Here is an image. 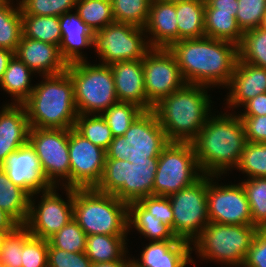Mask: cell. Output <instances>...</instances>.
Masks as SVG:
<instances>
[{"mask_svg":"<svg viewBox=\"0 0 266 267\" xmlns=\"http://www.w3.org/2000/svg\"><path fill=\"white\" fill-rule=\"evenodd\" d=\"M14 55L25 63L34 74L55 75L67 70L68 64L62 58L59 46L21 37Z\"/></svg>","mask_w":266,"mask_h":267,"instance_id":"obj_20","label":"cell"},{"mask_svg":"<svg viewBox=\"0 0 266 267\" xmlns=\"http://www.w3.org/2000/svg\"><path fill=\"white\" fill-rule=\"evenodd\" d=\"M202 175L192 142H170L158 157L153 195L168 197Z\"/></svg>","mask_w":266,"mask_h":267,"instance_id":"obj_10","label":"cell"},{"mask_svg":"<svg viewBox=\"0 0 266 267\" xmlns=\"http://www.w3.org/2000/svg\"><path fill=\"white\" fill-rule=\"evenodd\" d=\"M259 229L253 225H229L209 222L191 243L197 256L229 266L242 267Z\"/></svg>","mask_w":266,"mask_h":267,"instance_id":"obj_6","label":"cell"},{"mask_svg":"<svg viewBox=\"0 0 266 267\" xmlns=\"http://www.w3.org/2000/svg\"><path fill=\"white\" fill-rule=\"evenodd\" d=\"M18 224L0 208V229L13 230Z\"/></svg>","mask_w":266,"mask_h":267,"instance_id":"obj_54","label":"cell"},{"mask_svg":"<svg viewBox=\"0 0 266 267\" xmlns=\"http://www.w3.org/2000/svg\"><path fill=\"white\" fill-rule=\"evenodd\" d=\"M128 233L132 225L145 238L155 241L179 240L172 228L156 216H148V211L138 202L128 204Z\"/></svg>","mask_w":266,"mask_h":267,"instance_id":"obj_26","label":"cell"},{"mask_svg":"<svg viewBox=\"0 0 266 267\" xmlns=\"http://www.w3.org/2000/svg\"><path fill=\"white\" fill-rule=\"evenodd\" d=\"M14 56V53L0 48V81L5 73V70L8 67L9 61Z\"/></svg>","mask_w":266,"mask_h":267,"instance_id":"obj_53","label":"cell"},{"mask_svg":"<svg viewBox=\"0 0 266 267\" xmlns=\"http://www.w3.org/2000/svg\"><path fill=\"white\" fill-rule=\"evenodd\" d=\"M126 240L127 236L88 235L85 254L92 264L121 260L128 252Z\"/></svg>","mask_w":266,"mask_h":267,"instance_id":"obj_30","label":"cell"},{"mask_svg":"<svg viewBox=\"0 0 266 267\" xmlns=\"http://www.w3.org/2000/svg\"><path fill=\"white\" fill-rule=\"evenodd\" d=\"M109 66L118 101L136 104L144 111L153 110L145 90L143 59L116 62Z\"/></svg>","mask_w":266,"mask_h":267,"instance_id":"obj_19","label":"cell"},{"mask_svg":"<svg viewBox=\"0 0 266 267\" xmlns=\"http://www.w3.org/2000/svg\"><path fill=\"white\" fill-rule=\"evenodd\" d=\"M244 112L239 116H265L266 115V92L257 95L243 105Z\"/></svg>","mask_w":266,"mask_h":267,"instance_id":"obj_50","label":"cell"},{"mask_svg":"<svg viewBox=\"0 0 266 267\" xmlns=\"http://www.w3.org/2000/svg\"><path fill=\"white\" fill-rule=\"evenodd\" d=\"M152 0H111L115 22L144 28Z\"/></svg>","mask_w":266,"mask_h":267,"instance_id":"obj_38","label":"cell"},{"mask_svg":"<svg viewBox=\"0 0 266 267\" xmlns=\"http://www.w3.org/2000/svg\"><path fill=\"white\" fill-rule=\"evenodd\" d=\"M242 267H266V229H259Z\"/></svg>","mask_w":266,"mask_h":267,"instance_id":"obj_48","label":"cell"},{"mask_svg":"<svg viewBox=\"0 0 266 267\" xmlns=\"http://www.w3.org/2000/svg\"><path fill=\"white\" fill-rule=\"evenodd\" d=\"M144 110L136 104L121 102L113 104L101 115L106 120L114 137L122 136Z\"/></svg>","mask_w":266,"mask_h":267,"instance_id":"obj_39","label":"cell"},{"mask_svg":"<svg viewBox=\"0 0 266 267\" xmlns=\"http://www.w3.org/2000/svg\"><path fill=\"white\" fill-rule=\"evenodd\" d=\"M248 178L266 177V143H246L237 170Z\"/></svg>","mask_w":266,"mask_h":267,"instance_id":"obj_41","label":"cell"},{"mask_svg":"<svg viewBox=\"0 0 266 267\" xmlns=\"http://www.w3.org/2000/svg\"><path fill=\"white\" fill-rule=\"evenodd\" d=\"M205 9H217V12L232 13L236 17L238 0H205Z\"/></svg>","mask_w":266,"mask_h":267,"instance_id":"obj_51","label":"cell"},{"mask_svg":"<svg viewBox=\"0 0 266 267\" xmlns=\"http://www.w3.org/2000/svg\"><path fill=\"white\" fill-rule=\"evenodd\" d=\"M22 16V36L59 46L61 29L58 16Z\"/></svg>","mask_w":266,"mask_h":267,"instance_id":"obj_33","label":"cell"},{"mask_svg":"<svg viewBox=\"0 0 266 267\" xmlns=\"http://www.w3.org/2000/svg\"><path fill=\"white\" fill-rule=\"evenodd\" d=\"M169 197L173 210V232L178 239L192 243L209 224L207 175Z\"/></svg>","mask_w":266,"mask_h":267,"instance_id":"obj_12","label":"cell"},{"mask_svg":"<svg viewBox=\"0 0 266 267\" xmlns=\"http://www.w3.org/2000/svg\"><path fill=\"white\" fill-rule=\"evenodd\" d=\"M138 202L148 211V216H156L173 230V210L169 197L150 195Z\"/></svg>","mask_w":266,"mask_h":267,"instance_id":"obj_47","label":"cell"},{"mask_svg":"<svg viewBox=\"0 0 266 267\" xmlns=\"http://www.w3.org/2000/svg\"><path fill=\"white\" fill-rule=\"evenodd\" d=\"M48 267H92L85 252H67L48 243Z\"/></svg>","mask_w":266,"mask_h":267,"instance_id":"obj_46","label":"cell"},{"mask_svg":"<svg viewBox=\"0 0 266 267\" xmlns=\"http://www.w3.org/2000/svg\"><path fill=\"white\" fill-rule=\"evenodd\" d=\"M170 143L153 110L143 111L122 136L113 138L106 159L149 162Z\"/></svg>","mask_w":266,"mask_h":267,"instance_id":"obj_8","label":"cell"},{"mask_svg":"<svg viewBox=\"0 0 266 267\" xmlns=\"http://www.w3.org/2000/svg\"><path fill=\"white\" fill-rule=\"evenodd\" d=\"M66 71L73 81L78 114H102L118 102L109 65L84 60L68 64Z\"/></svg>","mask_w":266,"mask_h":267,"instance_id":"obj_7","label":"cell"},{"mask_svg":"<svg viewBox=\"0 0 266 267\" xmlns=\"http://www.w3.org/2000/svg\"><path fill=\"white\" fill-rule=\"evenodd\" d=\"M86 242L87 235L74 219L48 239L52 247L74 253L85 252Z\"/></svg>","mask_w":266,"mask_h":267,"instance_id":"obj_42","label":"cell"},{"mask_svg":"<svg viewBox=\"0 0 266 267\" xmlns=\"http://www.w3.org/2000/svg\"><path fill=\"white\" fill-rule=\"evenodd\" d=\"M208 88L185 84L153 107L170 142H192L197 137L212 113Z\"/></svg>","mask_w":266,"mask_h":267,"instance_id":"obj_3","label":"cell"},{"mask_svg":"<svg viewBox=\"0 0 266 267\" xmlns=\"http://www.w3.org/2000/svg\"><path fill=\"white\" fill-rule=\"evenodd\" d=\"M144 31L146 35H151V38H147L151 48L168 49L177 42L176 3L152 0Z\"/></svg>","mask_w":266,"mask_h":267,"instance_id":"obj_24","label":"cell"},{"mask_svg":"<svg viewBox=\"0 0 266 267\" xmlns=\"http://www.w3.org/2000/svg\"><path fill=\"white\" fill-rule=\"evenodd\" d=\"M77 0H21L19 7L21 15L60 16L73 12Z\"/></svg>","mask_w":266,"mask_h":267,"instance_id":"obj_43","label":"cell"},{"mask_svg":"<svg viewBox=\"0 0 266 267\" xmlns=\"http://www.w3.org/2000/svg\"><path fill=\"white\" fill-rule=\"evenodd\" d=\"M28 143L40 161L45 183L57 187L63 180L60 186L70 188L69 129L30 127Z\"/></svg>","mask_w":266,"mask_h":267,"instance_id":"obj_11","label":"cell"},{"mask_svg":"<svg viewBox=\"0 0 266 267\" xmlns=\"http://www.w3.org/2000/svg\"><path fill=\"white\" fill-rule=\"evenodd\" d=\"M145 34L144 28L113 22L94 32L93 47L101 64L141 60L152 49L146 39L149 36Z\"/></svg>","mask_w":266,"mask_h":267,"instance_id":"obj_13","label":"cell"},{"mask_svg":"<svg viewBox=\"0 0 266 267\" xmlns=\"http://www.w3.org/2000/svg\"><path fill=\"white\" fill-rule=\"evenodd\" d=\"M31 236L25 225H17L8 232L0 249V261L5 267H22L23 243Z\"/></svg>","mask_w":266,"mask_h":267,"instance_id":"obj_40","label":"cell"},{"mask_svg":"<svg viewBox=\"0 0 266 267\" xmlns=\"http://www.w3.org/2000/svg\"><path fill=\"white\" fill-rule=\"evenodd\" d=\"M70 188H95L102 178L106 152L69 129Z\"/></svg>","mask_w":266,"mask_h":267,"instance_id":"obj_17","label":"cell"},{"mask_svg":"<svg viewBox=\"0 0 266 267\" xmlns=\"http://www.w3.org/2000/svg\"><path fill=\"white\" fill-rule=\"evenodd\" d=\"M76 12L93 32L115 22L111 0H77Z\"/></svg>","mask_w":266,"mask_h":267,"instance_id":"obj_35","label":"cell"},{"mask_svg":"<svg viewBox=\"0 0 266 267\" xmlns=\"http://www.w3.org/2000/svg\"><path fill=\"white\" fill-rule=\"evenodd\" d=\"M178 41L205 37V0L176 3Z\"/></svg>","mask_w":266,"mask_h":267,"instance_id":"obj_28","label":"cell"},{"mask_svg":"<svg viewBox=\"0 0 266 267\" xmlns=\"http://www.w3.org/2000/svg\"><path fill=\"white\" fill-rule=\"evenodd\" d=\"M210 116L192 144L201 172L218 180L237 168L248 141L238 114Z\"/></svg>","mask_w":266,"mask_h":267,"instance_id":"obj_2","label":"cell"},{"mask_svg":"<svg viewBox=\"0 0 266 267\" xmlns=\"http://www.w3.org/2000/svg\"><path fill=\"white\" fill-rule=\"evenodd\" d=\"M30 96L22 103L29 126L33 128L72 129L78 116L74 85L67 71L42 76Z\"/></svg>","mask_w":266,"mask_h":267,"instance_id":"obj_4","label":"cell"},{"mask_svg":"<svg viewBox=\"0 0 266 267\" xmlns=\"http://www.w3.org/2000/svg\"><path fill=\"white\" fill-rule=\"evenodd\" d=\"M168 49L175 56L186 84L210 88H225L239 59L238 45L206 36L179 40Z\"/></svg>","mask_w":266,"mask_h":267,"instance_id":"obj_1","label":"cell"},{"mask_svg":"<svg viewBox=\"0 0 266 267\" xmlns=\"http://www.w3.org/2000/svg\"><path fill=\"white\" fill-rule=\"evenodd\" d=\"M74 129L105 151L114 138L110 127L101 114H78Z\"/></svg>","mask_w":266,"mask_h":267,"instance_id":"obj_34","label":"cell"},{"mask_svg":"<svg viewBox=\"0 0 266 267\" xmlns=\"http://www.w3.org/2000/svg\"><path fill=\"white\" fill-rule=\"evenodd\" d=\"M0 111V166L8 156L28 143L29 122L22 104H5Z\"/></svg>","mask_w":266,"mask_h":267,"instance_id":"obj_21","label":"cell"},{"mask_svg":"<svg viewBox=\"0 0 266 267\" xmlns=\"http://www.w3.org/2000/svg\"><path fill=\"white\" fill-rule=\"evenodd\" d=\"M31 195L12 183L0 166V208L18 225H25L29 216Z\"/></svg>","mask_w":266,"mask_h":267,"instance_id":"obj_27","label":"cell"},{"mask_svg":"<svg viewBox=\"0 0 266 267\" xmlns=\"http://www.w3.org/2000/svg\"><path fill=\"white\" fill-rule=\"evenodd\" d=\"M127 254L118 261L92 264V267H134L132 259H126Z\"/></svg>","mask_w":266,"mask_h":267,"instance_id":"obj_52","label":"cell"},{"mask_svg":"<svg viewBox=\"0 0 266 267\" xmlns=\"http://www.w3.org/2000/svg\"><path fill=\"white\" fill-rule=\"evenodd\" d=\"M33 71L15 55L9 61L8 67L0 81V87L11 94L13 104H22L31 94L33 88L31 75Z\"/></svg>","mask_w":266,"mask_h":267,"instance_id":"obj_29","label":"cell"},{"mask_svg":"<svg viewBox=\"0 0 266 267\" xmlns=\"http://www.w3.org/2000/svg\"><path fill=\"white\" fill-rule=\"evenodd\" d=\"M74 13L67 12L59 16L61 29L59 50L67 64L86 60L87 58L80 50L93 47L94 32L83 22L76 11Z\"/></svg>","mask_w":266,"mask_h":267,"instance_id":"obj_25","label":"cell"},{"mask_svg":"<svg viewBox=\"0 0 266 267\" xmlns=\"http://www.w3.org/2000/svg\"><path fill=\"white\" fill-rule=\"evenodd\" d=\"M239 117L244 126L247 141L266 143V115Z\"/></svg>","mask_w":266,"mask_h":267,"instance_id":"obj_49","label":"cell"},{"mask_svg":"<svg viewBox=\"0 0 266 267\" xmlns=\"http://www.w3.org/2000/svg\"><path fill=\"white\" fill-rule=\"evenodd\" d=\"M260 28L266 31V14L263 17V21H262Z\"/></svg>","mask_w":266,"mask_h":267,"instance_id":"obj_56","label":"cell"},{"mask_svg":"<svg viewBox=\"0 0 266 267\" xmlns=\"http://www.w3.org/2000/svg\"><path fill=\"white\" fill-rule=\"evenodd\" d=\"M205 36L239 45L243 32L232 13L217 12V9H205Z\"/></svg>","mask_w":266,"mask_h":267,"instance_id":"obj_32","label":"cell"},{"mask_svg":"<svg viewBox=\"0 0 266 267\" xmlns=\"http://www.w3.org/2000/svg\"><path fill=\"white\" fill-rule=\"evenodd\" d=\"M0 267H5V265L0 261Z\"/></svg>","mask_w":266,"mask_h":267,"instance_id":"obj_58","label":"cell"},{"mask_svg":"<svg viewBox=\"0 0 266 267\" xmlns=\"http://www.w3.org/2000/svg\"><path fill=\"white\" fill-rule=\"evenodd\" d=\"M0 0V48L15 53L22 37V16L19 4Z\"/></svg>","mask_w":266,"mask_h":267,"instance_id":"obj_31","label":"cell"},{"mask_svg":"<svg viewBox=\"0 0 266 267\" xmlns=\"http://www.w3.org/2000/svg\"><path fill=\"white\" fill-rule=\"evenodd\" d=\"M73 219L87 236L128 234V204L95 188H73Z\"/></svg>","mask_w":266,"mask_h":267,"instance_id":"obj_5","label":"cell"},{"mask_svg":"<svg viewBox=\"0 0 266 267\" xmlns=\"http://www.w3.org/2000/svg\"><path fill=\"white\" fill-rule=\"evenodd\" d=\"M238 54L239 60L266 69V31L260 27L246 31Z\"/></svg>","mask_w":266,"mask_h":267,"instance_id":"obj_36","label":"cell"},{"mask_svg":"<svg viewBox=\"0 0 266 267\" xmlns=\"http://www.w3.org/2000/svg\"><path fill=\"white\" fill-rule=\"evenodd\" d=\"M22 267H48V240L31 235L23 243Z\"/></svg>","mask_w":266,"mask_h":267,"instance_id":"obj_45","label":"cell"},{"mask_svg":"<svg viewBox=\"0 0 266 267\" xmlns=\"http://www.w3.org/2000/svg\"><path fill=\"white\" fill-rule=\"evenodd\" d=\"M207 175V207L210 222L252 225L250 205L241 183L222 185Z\"/></svg>","mask_w":266,"mask_h":267,"instance_id":"obj_16","label":"cell"},{"mask_svg":"<svg viewBox=\"0 0 266 267\" xmlns=\"http://www.w3.org/2000/svg\"><path fill=\"white\" fill-rule=\"evenodd\" d=\"M12 230H1L0 229V249L3 245V241H4V238L6 237V235L8 234V232H10Z\"/></svg>","mask_w":266,"mask_h":267,"instance_id":"obj_55","label":"cell"},{"mask_svg":"<svg viewBox=\"0 0 266 267\" xmlns=\"http://www.w3.org/2000/svg\"><path fill=\"white\" fill-rule=\"evenodd\" d=\"M241 184L250 205L252 225L266 229V177L247 178Z\"/></svg>","mask_w":266,"mask_h":267,"instance_id":"obj_37","label":"cell"},{"mask_svg":"<svg viewBox=\"0 0 266 267\" xmlns=\"http://www.w3.org/2000/svg\"><path fill=\"white\" fill-rule=\"evenodd\" d=\"M56 189V186H49L42 190L41 201L37 205L34 196L30 197L29 216L25 226L34 237L48 240L73 219V188H63L67 202L59 196Z\"/></svg>","mask_w":266,"mask_h":267,"instance_id":"obj_14","label":"cell"},{"mask_svg":"<svg viewBox=\"0 0 266 267\" xmlns=\"http://www.w3.org/2000/svg\"><path fill=\"white\" fill-rule=\"evenodd\" d=\"M266 14V0H238L236 21L245 33L261 26Z\"/></svg>","mask_w":266,"mask_h":267,"instance_id":"obj_44","label":"cell"},{"mask_svg":"<svg viewBox=\"0 0 266 267\" xmlns=\"http://www.w3.org/2000/svg\"><path fill=\"white\" fill-rule=\"evenodd\" d=\"M143 74L147 100L153 106L186 84L175 56L166 48H152L145 55Z\"/></svg>","mask_w":266,"mask_h":267,"instance_id":"obj_15","label":"cell"},{"mask_svg":"<svg viewBox=\"0 0 266 267\" xmlns=\"http://www.w3.org/2000/svg\"><path fill=\"white\" fill-rule=\"evenodd\" d=\"M159 1L168 2V3H177V2L187 1V0H159Z\"/></svg>","mask_w":266,"mask_h":267,"instance_id":"obj_57","label":"cell"},{"mask_svg":"<svg viewBox=\"0 0 266 267\" xmlns=\"http://www.w3.org/2000/svg\"><path fill=\"white\" fill-rule=\"evenodd\" d=\"M226 88L229 90L226 98L228 107H241L250 99L266 92V69L238 59Z\"/></svg>","mask_w":266,"mask_h":267,"instance_id":"obj_22","label":"cell"},{"mask_svg":"<svg viewBox=\"0 0 266 267\" xmlns=\"http://www.w3.org/2000/svg\"><path fill=\"white\" fill-rule=\"evenodd\" d=\"M158 167V158H149V162L105 159L102 178L96 190L115 195L129 204L153 195V185Z\"/></svg>","mask_w":266,"mask_h":267,"instance_id":"obj_9","label":"cell"},{"mask_svg":"<svg viewBox=\"0 0 266 267\" xmlns=\"http://www.w3.org/2000/svg\"><path fill=\"white\" fill-rule=\"evenodd\" d=\"M191 243L182 239L149 242L140 259H132L134 267H186L191 258ZM139 260V261H138Z\"/></svg>","mask_w":266,"mask_h":267,"instance_id":"obj_23","label":"cell"},{"mask_svg":"<svg viewBox=\"0 0 266 267\" xmlns=\"http://www.w3.org/2000/svg\"><path fill=\"white\" fill-rule=\"evenodd\" d=\"M1 167L12 183L30 195L36 196L49 187L44 181L40 161L29 143L11 153Z\"/></svg>","mask_w":266,"mask_h":267,"instance_id":"obj_18","label":"cell"}]
</instances>
